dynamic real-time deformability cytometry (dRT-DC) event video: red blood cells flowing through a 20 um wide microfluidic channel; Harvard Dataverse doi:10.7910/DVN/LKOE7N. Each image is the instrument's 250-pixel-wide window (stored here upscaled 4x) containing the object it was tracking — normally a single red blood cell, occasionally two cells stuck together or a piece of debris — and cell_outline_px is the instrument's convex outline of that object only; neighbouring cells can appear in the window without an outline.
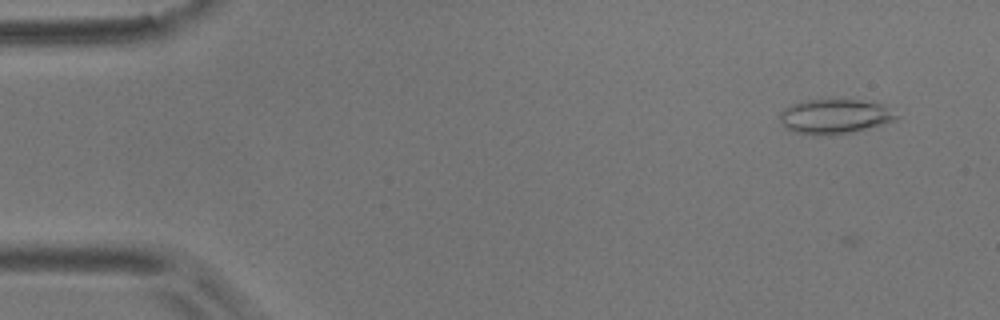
{"species": "common noctule bat (a hibernating species)", "species_latin": "Nyctalus noctula", "temperature_condition": "room temperature", "stored_images_in_passage": 7, "camera_frame_rate_fps": 3000, "um_per_image_px": 0.085, "animal": {"sex": "male", "body_mass_g": 17.9}, "frame": {"image": 1, "passage_image": 5, "time_ms": 1.333, "image_size_px": [1000, 320], "cell_outline_px": [[900, 116], [896, 120], [856, 132], [820, 136], [812, 136], [792, 132], [784, 128], [780, 120], [780, 112], [784, 108], [792, 104], [808, 100], [876, 100], [884, 104]], "centroid_in_image_um": [70.98, 9.91], "position_along_channel_um": 14.0, "area_um2": 24.16}}